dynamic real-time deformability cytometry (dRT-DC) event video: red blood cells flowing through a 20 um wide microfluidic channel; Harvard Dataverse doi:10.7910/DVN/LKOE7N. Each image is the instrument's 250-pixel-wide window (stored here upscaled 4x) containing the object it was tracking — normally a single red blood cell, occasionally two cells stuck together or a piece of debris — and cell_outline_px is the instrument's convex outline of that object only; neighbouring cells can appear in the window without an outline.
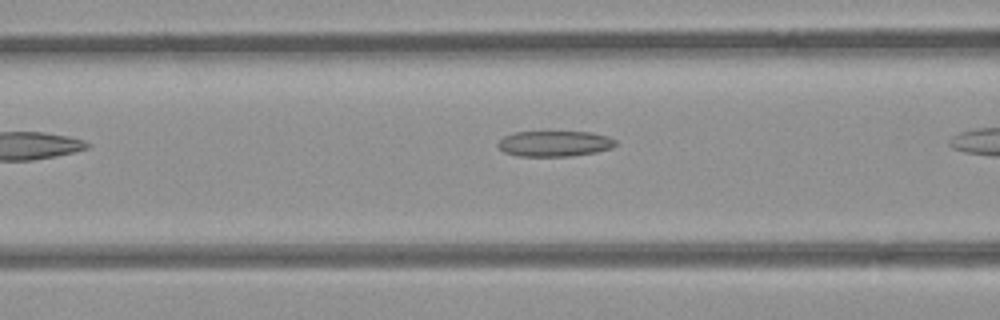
{"species": "common noctule bat (a hibernating species)", "species_latin": "Nyctalus noctula", "temperature_condition": "room temperature", "stored_images_in_passage": 8, "camera_frame_rate_fps": 3000, "um_per_image_px": 0.085, "animal": {"sex": "female", "body_mass_g": 21.9}, "frame": {"image": 1, "passage_image": 6, "time_ms": 5.667, "image_size_px": [1000, 320], "cell_outline_px": [[616, 144], [612, 148], [596, 152], [572, 156], [516, 156], [504, 152], [496, 144], [504, 136], [512, 132], [592, 132], [608, 136], [616, 140]], "centroid_in_image_um": [47.14, 12.21], "position_along_channel_um": 119.5, "area_um2": 17.69}}
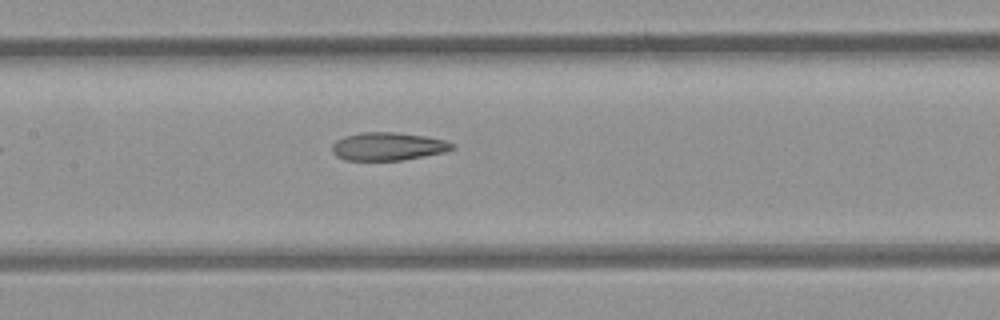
{"frame": {"image": 2, "passage_image": 8, "time_ms": 8.0, "image_size_px": [1000, 320], "cell_outline_px": [[452, 148], [444, 152], [404, 160], [344, 160], [336, 156], [332, 152], [332, 144], [336, 140], [344, 136], [360, 132], [396, 132], [424, 136], [444, 140], [452, 144]], "centroid_in_image_um": [32.91, 12.44], "position_along_channel_um": 174.5, "area_um2": 19.54}}